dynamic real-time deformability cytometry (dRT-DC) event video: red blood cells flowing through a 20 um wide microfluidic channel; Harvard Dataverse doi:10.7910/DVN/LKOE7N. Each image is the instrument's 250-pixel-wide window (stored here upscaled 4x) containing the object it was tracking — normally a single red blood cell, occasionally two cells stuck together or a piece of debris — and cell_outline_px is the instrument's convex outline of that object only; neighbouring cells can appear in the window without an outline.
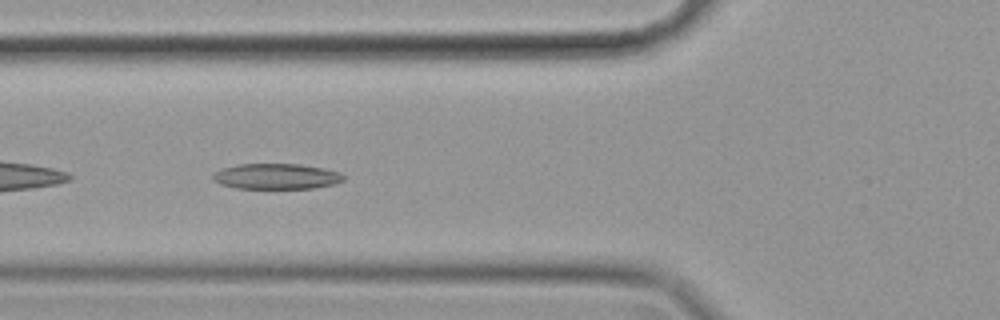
{"species": "common noctule bat (a hibernating species)", "species_latin": "Nyctalus noctula", "temperature_condition": "cold", "stored_images_in_passage": 41, "camera_frame_rate_fps": 3000, "um_per_image_px": 0.085, "animal": {"sex": "female", "body_mass_g": 19.9}, "frame": {"image": 1, "passage_image": 5, "time_ms": 1.333, "image_size_px": [1000, 320], "cell_outline_px": [[344, 180], [332, 184], [312, 188], [236, 188], [220, 184], [212, 180], [212, 172], [220, 168], [236, 164], [300, 164], [324, 168], [340, 172], [344, 176]], "centroid_in_image_um": [23.42, 14.98], "position_along_channel_um": 102.4, "area_um2": 19.59}}
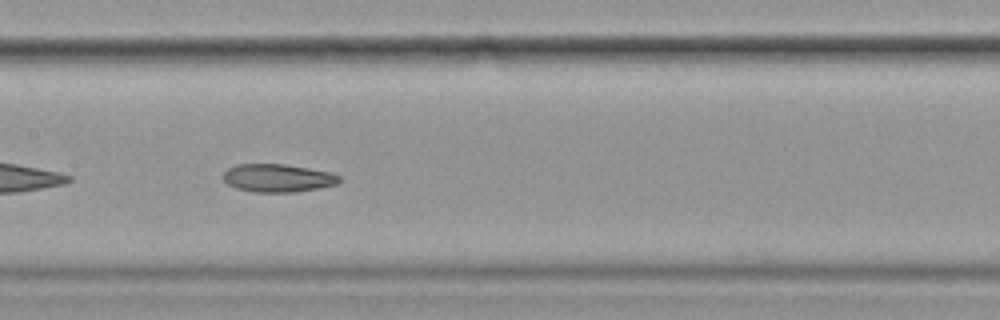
{"frame": {"image": 2, "passage_image": 12, "time_ms": 3.667, "image_size_px": [1000, 320], "cell_outline_px": [[340, 180], [336, 184], [296, 192], [252, 192], [236, 188], [228, 184], [224, 180], [224, 172], [228, 168], [236, 164], [284, 164], [308, 168], [328, 172], [340, 176]], "centroid_in_image_um": [23.57, 15.13], "position_along_channel_um": 183.8, "area_um2": 18.79}}
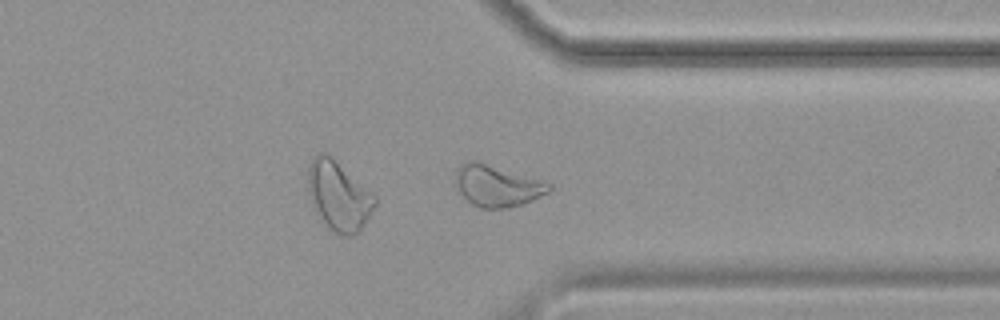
{"frame": {"image": 3, "passage_image": 28, "time_ms": 9.0, "image_size_px": [1000, 320], "cell_outline_px": [[552, 188], [548, 192], [532, 200], [508, 208], [480, 208], [472, 204], [456, 188], [456, 168], [460, 164], [468, 160], [480, 160], [552, 184]], "centroid_in_image_um": [42.22, 15.76], "position_along_channel_um": 369.2, "area_um2": 22.66}, "authors_computed_cell_mechanics": {"area_um2": 19.5942, "velocity_mm_per_s": 3.5011, "shape_relaxation_time_tau1_ms": 8.388, "shape_relaxation_time_tau2_ms": 3.848, "deformation_change_tau1": 0.1851, "deformation_change_tau2": 0.102}}